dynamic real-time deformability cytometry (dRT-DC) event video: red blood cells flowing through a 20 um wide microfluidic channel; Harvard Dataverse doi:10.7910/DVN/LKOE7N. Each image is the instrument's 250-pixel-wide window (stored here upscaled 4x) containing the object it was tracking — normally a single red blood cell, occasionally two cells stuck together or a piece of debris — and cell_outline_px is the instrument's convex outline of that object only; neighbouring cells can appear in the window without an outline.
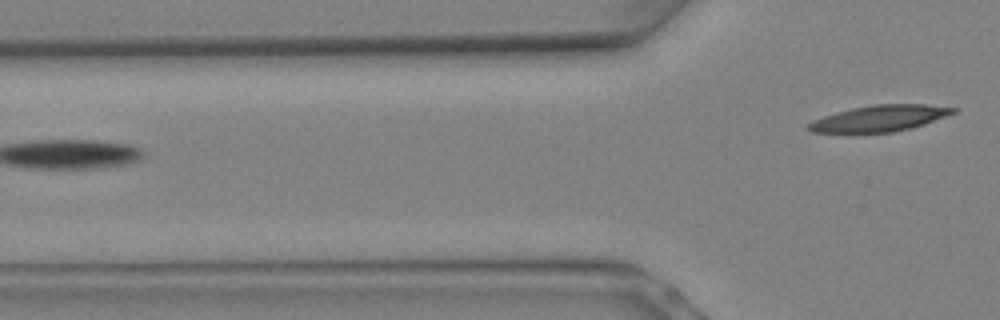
{"species": "Egyptian fruit bat (a non-hibernating species)", "species_latin": "Rousettus aegyptiacus", "temperature_condition": "warm", "stored_images_in_passage": 9, "segment_of_instrument_passage": [2, 2], "camera_frame_rate_fps": 3000, "um_per_image_px": 0.085, "animal": {"sex": "female"}, "frame": {"image": 1, "passage_image": 9, "time_ms": 2.667, "image_size_px": [1000, 320], "cell_outline_px": [[960, 108], [956, 112], [924, 124], [892, 132], [844, 136], [808, 132], [804, 128], [808, 124], [824, 116], [836, 112], [852, 108], [872, 104], [924, 104]], "centroid_in_image_um": [74.63, 10.11], "position_along_channel_um": 51.2, "area_um2": 23.06}}